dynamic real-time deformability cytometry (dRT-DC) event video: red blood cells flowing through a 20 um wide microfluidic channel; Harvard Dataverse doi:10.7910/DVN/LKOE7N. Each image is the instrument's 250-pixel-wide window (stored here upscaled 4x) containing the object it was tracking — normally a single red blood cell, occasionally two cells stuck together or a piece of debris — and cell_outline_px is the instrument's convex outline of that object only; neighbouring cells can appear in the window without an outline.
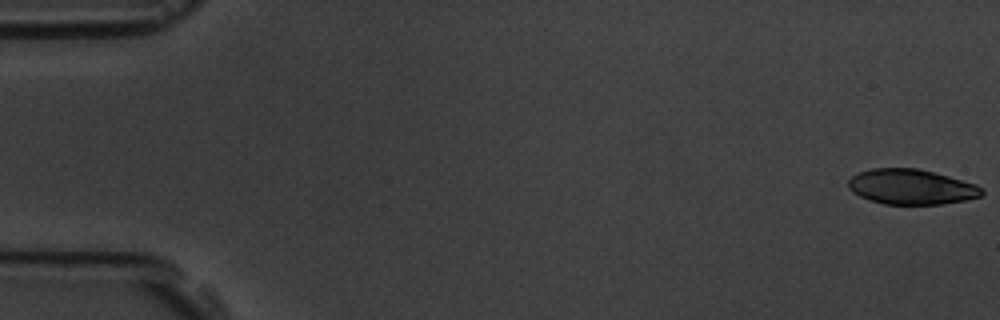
{"species": "common noctule bat (a hibernating species)", "species_latin": "Nyctalus noctula", "temperature_condition": "room temperature", "stored_images_in_passage": 4, "camera_frame_rate_fps": 3000, "um_per_image_px": 0.085, "animal": {"sex": "male", "body_mass_g": 19.5, "forearm_length_mm": 54.6}, "frame": {"image": 1, "passage_image": 1, "time_ms": 0.0, "image_size_px": [1000, 320], "cell_outline_px": [[984, 192], [980, 196], [964, 200], [940, 204], [884, 204], [860, 196], [852, 192], [848, 188], [848, 180], [852, 176], [860, 172], [872, 168], [916, 168], [948, 176], [976, 184], [984, 188]], "centroid_in_image_um": [77.45, 15.88], "position_along_channel_um": 7.5, "area_um2": 27.17}}